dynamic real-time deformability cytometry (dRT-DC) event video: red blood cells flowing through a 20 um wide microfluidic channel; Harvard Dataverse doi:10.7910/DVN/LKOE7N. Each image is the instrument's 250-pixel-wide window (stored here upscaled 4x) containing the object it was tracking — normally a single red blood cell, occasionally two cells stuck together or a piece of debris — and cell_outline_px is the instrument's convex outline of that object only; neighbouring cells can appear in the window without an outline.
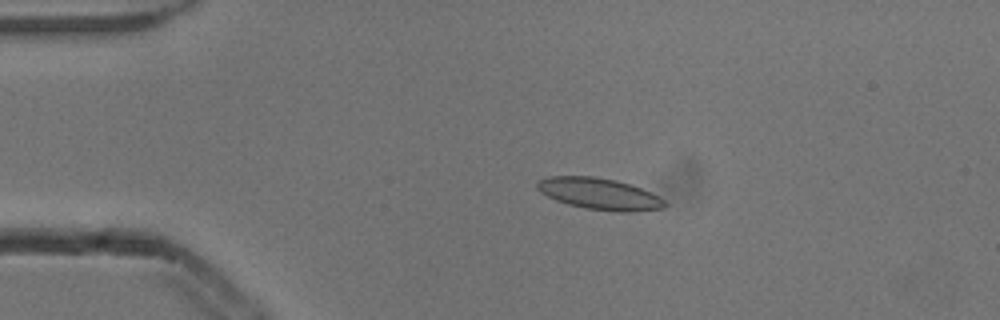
{"species": "common noctule bat (a hibernating species)", "species_latin": "Nyctalus noctula", "temperature_condition": "cold", "stored_images_in_passage": 3, "camera_frame_rate_fps": 3000, "um_per_image_px": 0.085, "animal": {"sex": "male", "body_mass_g": 13.3}, "frame": {"image": 1, "passage_image": 2, "time_ms": 0.333, "image_size_px": [1000, 320], "cell_outline_px": [[668, 204], [664, 208], [636, 212], [616, 212], [584, 208], [568, 204], [556, 200], [540, 192], [536, 188], [536, 180], [548, 176], [596, 176], [616, 180], [640, 188], [664, 200]], "centroid_in_image_um": [50.91, 16.48], "position_along_channel_um": 34.1, "area_um2": 23.52}}